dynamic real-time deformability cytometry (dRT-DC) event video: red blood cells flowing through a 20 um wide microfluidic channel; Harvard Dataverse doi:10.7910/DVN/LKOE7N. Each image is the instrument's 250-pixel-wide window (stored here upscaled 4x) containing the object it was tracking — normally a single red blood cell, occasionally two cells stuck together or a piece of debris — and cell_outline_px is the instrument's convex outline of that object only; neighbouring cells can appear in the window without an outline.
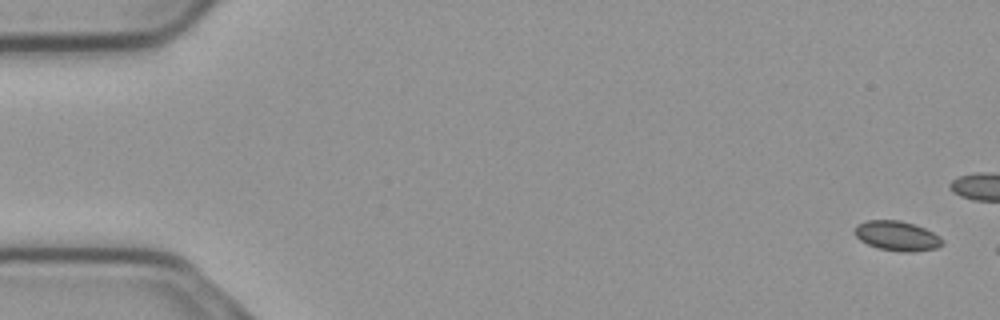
{"species": "common noctule bat (a hibernating species)", "species_latin": "Nyctalus noctula", "temperature_condition": "cold", "stored_images_in_passage": 8, "camera_frame_rate_fps": 3000, "um_per_image_px": 0.085, "animal": {"sex": "male", "body_mass_g": 23.1, "forearm_length_mm": 52.7}, "frame": {"image": 1, "passage_image": 1, "time_ms": 0.0, "image_size_px": [1000, 320], "cell_outline_px": [[944, 244], [936, 248], [912, 252], [900, 252], [876, 248], [860, 240], [856, 236], [856, 224], [868, 220], [900, 220], [924, 228], [940, 236], [944, 240]], "centroid_in_image_um": [76.27, 20.06], "position_along_channel_um": 8.7, "area_um2": 15.2}}